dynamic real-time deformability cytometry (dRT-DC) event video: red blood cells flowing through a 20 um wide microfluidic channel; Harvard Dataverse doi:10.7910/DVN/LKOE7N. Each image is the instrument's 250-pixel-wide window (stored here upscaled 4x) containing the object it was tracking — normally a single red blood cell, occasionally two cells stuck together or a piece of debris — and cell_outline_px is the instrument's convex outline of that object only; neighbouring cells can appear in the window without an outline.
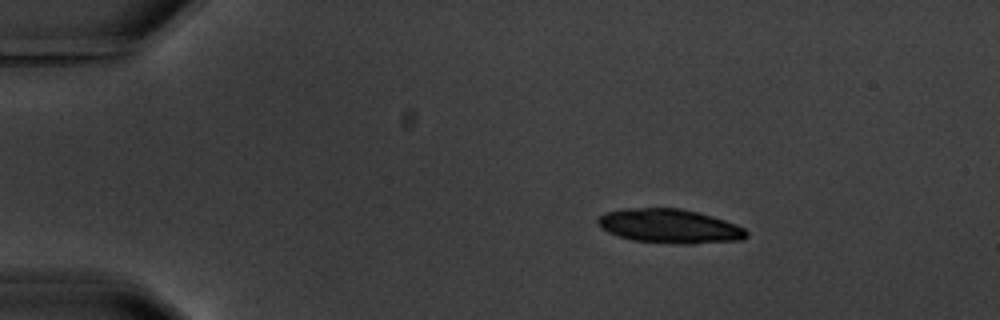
{"species": "common noctule bat (a hibernating species)", "species_latin": "Nyctalus noctula", "temperature_condition": "warm", "stored_images_in_passage": 3, "camera_frame_rate_fps": 3000, "um_per_image_px": 0.085, "animal": {"sex": "male", "body_mass_g": 20.1, "forearm_length_mm": 53.5}, "frame": {"image": 1, "passage_image": 1, "time_ms": 0.0, "image_size_px": [1000, 320], "cell_outline_px": [[748, 236], [740, 240], [692, 244], [680, 244], [632, 240], [608, 232], [600, 228], [596, 220], [604, 212], [624, 208], [680, 208], [712, 216], [736, 224], [744, 228], [748, 232]], "centroid_in_image_um": [56.9, 19.22], "position_along_channel_um": 28.1, "area_um2": 29.59}}